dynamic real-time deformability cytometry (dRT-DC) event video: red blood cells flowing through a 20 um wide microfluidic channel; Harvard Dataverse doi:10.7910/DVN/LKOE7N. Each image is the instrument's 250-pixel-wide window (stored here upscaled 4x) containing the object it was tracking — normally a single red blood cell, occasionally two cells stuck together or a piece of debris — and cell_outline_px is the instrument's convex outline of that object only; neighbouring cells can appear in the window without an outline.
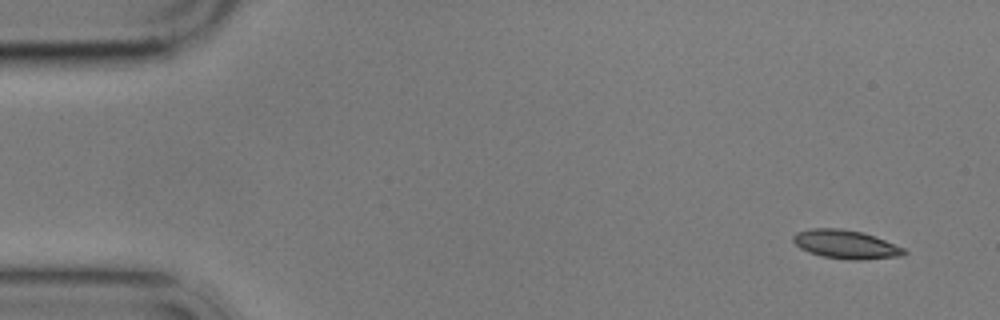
{"species": "common noctule bat (a hibernating species)", "species_latin": "Nyctalus noctula", "temperature_condition": "cold", "stored_images_in_passage": 6, "camera_frame_rate_fps": 3000, "um_per_image_px": 0.085, "animal": {"sex": "male", "body_mass_g": 17.9}, "frame": {"image": 1, "passage_image": 1, "time_ms": 0.0, "image_size_px": [1000, 320], "cell_outline_px": [[908, 252], [904, 256], [860, 260], [848, 260], [820, 256], [808, 252], [800, 248], [792, 240], [792, 236], [796, 232], [812, 228], [840, 228], [860, 232], [884, 240], [904, 248]], "centroid_in_image_um": [71.87, 20.78], "position_along_channel_um": 13.1, "area_um2": 18.55}}
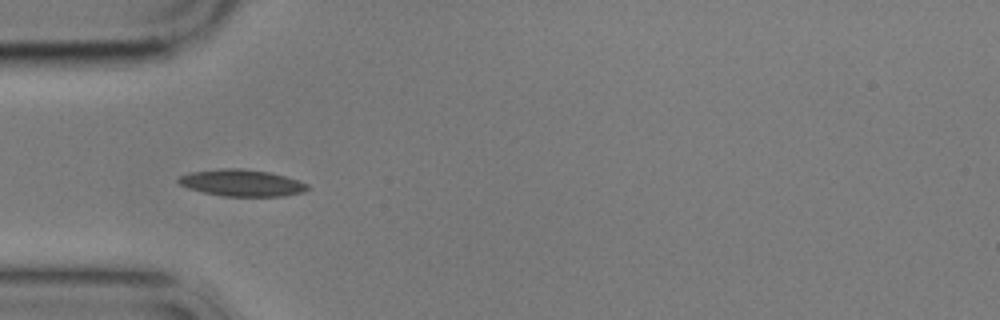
{"frame": {"image": 2, "passage_image": 5, "time_ms": 4.667, "image_size_px": [1000, 320], "cell_outline_px": [[308, 188], [304, 192], [284, 196], [224, 196], [204, 192], [188, 188], [180, 184], [176, 180], [180, 176], [192, 172], [220, 168], [240, 168], [268, 172], [284, 176], [308, 184]], "centroid_in_image_um": [20.54, 15.54], "position_along_channel_um": 64.5, "area_um2": 19.88}}
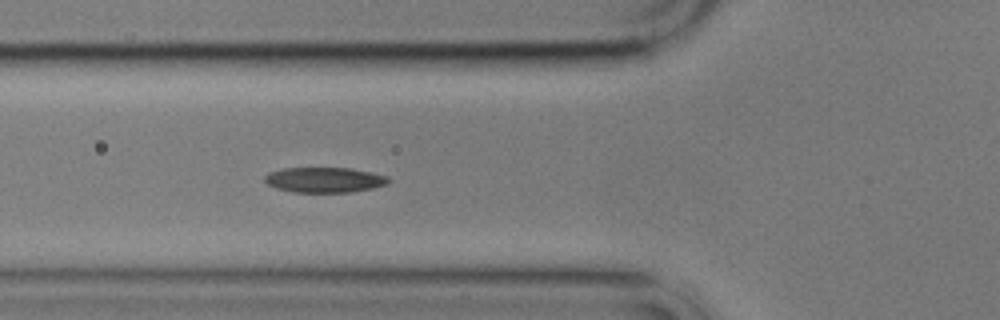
{"frame": {"image": 3, "passage_image": 6, "time_ms": 5.667, "image_size_px": [1000, 320], "cell_outline_px": [[392, 180], [388, 184], [372, 188], [348, 192], [292, 192], [276, 188], [268, 184], [264, 180], [264, 176], [268, 172], [284, 168], [352, 168], [388, 176]], "centroid_in_image_um": [27.59, 15.28], "position_along_channel_um": 98.2, "area_um2": 18.26}}